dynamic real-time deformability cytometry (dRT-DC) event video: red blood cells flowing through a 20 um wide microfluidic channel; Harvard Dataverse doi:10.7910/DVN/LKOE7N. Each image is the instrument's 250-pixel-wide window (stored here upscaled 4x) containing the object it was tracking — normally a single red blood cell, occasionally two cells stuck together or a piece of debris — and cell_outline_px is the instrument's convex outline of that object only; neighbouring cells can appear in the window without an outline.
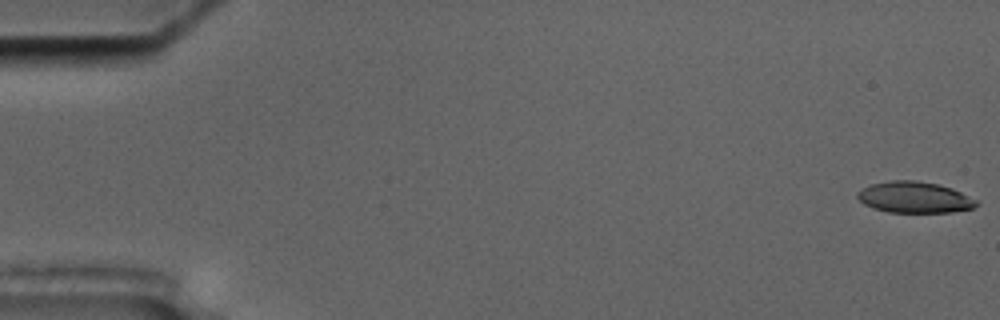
{"species": "common noctule bat (a hibernating species)", "species_latin": "Nyctalus noctula", "temperature_condition": "cold", "stored_images_in_passage": 4, "camera_frame_rate_fps": 3000, "um_per_image_px": 0.085, "animal": {"sex": "male", "body_mass_g": 17.5, "forearm_length_mm": 52.3}, "frame": {"image": 1, "passage_image": 1, "time_ms": 0.0, "image_size_px": [1000, 320], "cell_outline_px": [[980, 204], [972, 208], [952, 212], [888, 212], [872, 208], [864, 204], [856, 196], [856, 192], [872, 184], [892, 180], [916, 180], [936, 184], [952, 188], [976, 200]], "centroid_in_image_um": [77.71, 16.77], "position_along_channel_um": 7.3, "area_um2": 21.5}}